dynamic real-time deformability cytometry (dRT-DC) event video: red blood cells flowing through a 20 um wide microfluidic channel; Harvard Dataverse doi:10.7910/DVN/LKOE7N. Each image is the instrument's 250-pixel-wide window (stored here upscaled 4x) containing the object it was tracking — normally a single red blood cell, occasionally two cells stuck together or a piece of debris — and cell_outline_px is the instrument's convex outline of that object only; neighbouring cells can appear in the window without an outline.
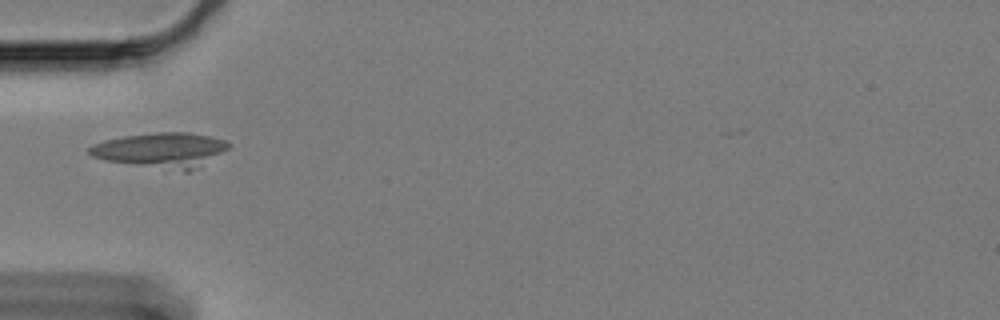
{"species": "Egyptian fruit bat (a non-hibernating species)", "species_latin": "Rousettus aegyptiacus", "temperature_condition": "cold", "stored_images_in_passage": 11, "segment_of_instrument_passage": [1, 2], "camera_frame_rate_fps": 3000, "um_per_image_px": 0.085, "animal": {"sex": "female"}, "frame": {"image": 1, "passage_image": 1, "time_ms": 0.0, "image_size_px": [1000, 320], "cell_outline_px": [[232, 144], [228, 148], [188, 172], [184, 172], [104, 160], [92, 156], [88, 152], [88, 148], [92, 144], [104, 140], [124, 136], [156, 132], [188, 132], [212, 136], [224, 140]], "centroid_in_image_um": [13.66, 12.74], "position_along_channel_um": 71.3, "area_um2": 28.15}}
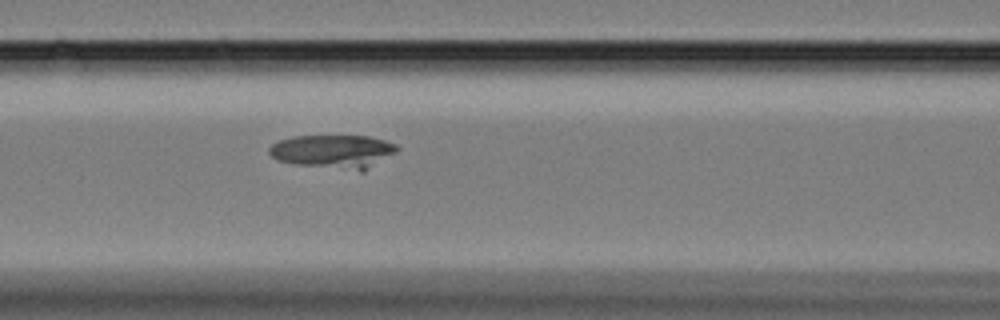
{"frame": {"image": 2, "passage_image": 7, "time_ms": 2.0, "image_size_px": [1000, 320], "cell_outline_px": [[400, 148], [396, 152], [364, 172], [360, 172], [296, 164], [276, 160], [268, 152], [268, 148], [272, 144], [280, 140], [292, 136], [368, 136], [384, 140], [396, 144]], "centroid_in_image_um": [28.35, 12.89], "position_along_channel_um": 138.2, "area_um2": 25.32}}
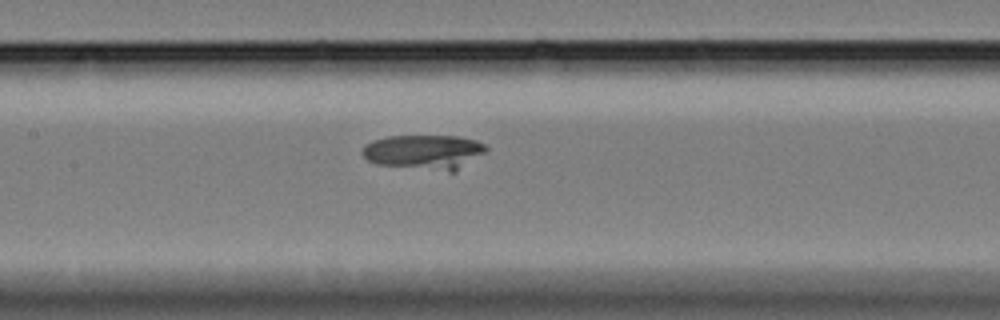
{"frame": {"image": 3, "passage_image": 10, "time_ms": 3.0, "image_size_px": [1000, 320], "cell_outline_px": [[488, 148], [484, 152], [456, 172], [448, 172], [376, 164], [368, 160], [360, 152], [364, 144], [372, 140], [388, 136], [460, 136], [476, 140], [484, 144]], "centroid_in_image_um": [36.03, 12.92], "position_along_channel_um": 171.4, "area_um2": 25.26}}